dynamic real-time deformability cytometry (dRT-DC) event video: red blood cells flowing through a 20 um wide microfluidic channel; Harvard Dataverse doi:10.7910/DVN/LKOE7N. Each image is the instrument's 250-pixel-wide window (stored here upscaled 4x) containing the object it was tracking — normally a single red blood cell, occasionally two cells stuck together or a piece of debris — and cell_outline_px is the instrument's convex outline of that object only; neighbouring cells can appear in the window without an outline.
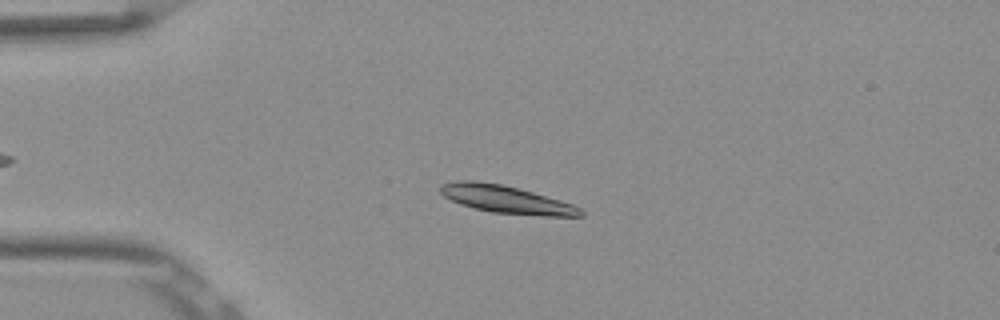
{"species": "Egyptian fruit bat (a non-hibernating species)", "species_latin": "Rousettus aegyptiacus", "temperature_condition": "room temperature", "stored_images_in_passage": 53, "camera_frame_rate_fps": 3000, "um_per_image_px": 0.085, "frame": {"image": 1, "passage_image": 13, "time_ms": 4.0, "image_size_px": [1000, 320], "cell_outline_px": [[584, 216], [548, 216], [492, 212], [460, 204], [444, 196], [440, 192], [440, 184], [456, 180], [476, 180], [500, 184], [532, 192], [560, 200], [572, 204], [580, 208], [584, 212]], "centroid_in_image_um": [43.01, 16.94], "position_along_channel_um": 42.0, "area_um2": 22.37}}
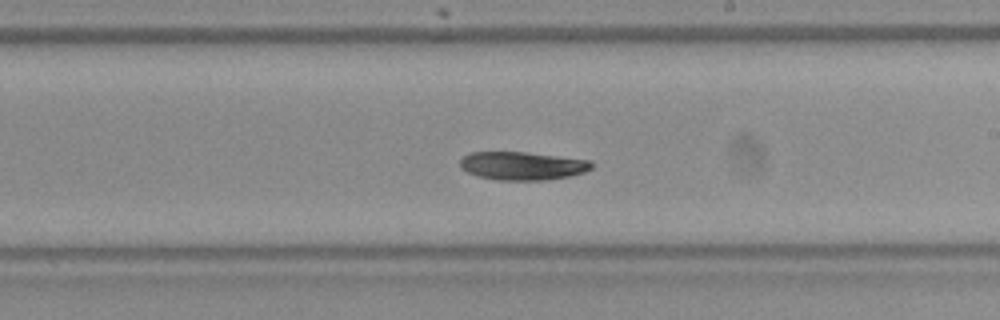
{"frame": {"image": 2, "passage_image": 31, "time_ms": 10.0, "image_size_px": [1000, 320], "cell_outline_px": [[592, 168], [584, 172], [568, 176], [544, 180], [500, 180], [480, 176], [468, 172], [460, 168], [460, 160], [464, 156], [472, 152], [528, 152], [592, 160]], "centroid_in_image_um": [44.42, 14.08], "position_along_channel_um": 244.6, "area_um2": 21.56}}
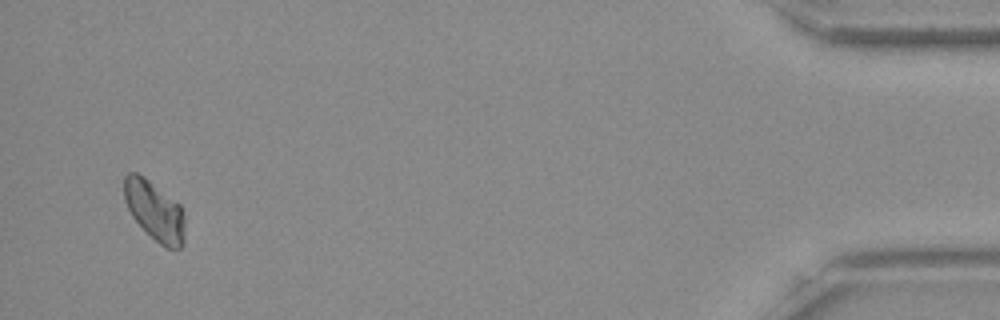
{"frame": {"image": 3, "passage_image": 51, "time_ms": 16.667, "image_size_px": [1000, 320], "cell_outline_px": [[184, 244], [180, 248], [168, 248], [160, 244], [132, 216], [124, 200], [124, 176], [128, 172], [136, 172], [144, 176], [180, 204], [184, 212]], "centroid_in_image_um": [13.15, 17.88], "position_along_channel_um": 422.0, "area_um2": 20.92}, "authors_computed_cell_mechanics": {"area_um2": 21.8484, "velocity_mm_per_s": 3.8358, "shape_relaxation_time_tau1_ms": 2.8325, "shape_relaxation_time_tau2_ms": 7.4332, "deformation_change_tau1": 0.1043, "deformation_change_tau2": 0.087}}